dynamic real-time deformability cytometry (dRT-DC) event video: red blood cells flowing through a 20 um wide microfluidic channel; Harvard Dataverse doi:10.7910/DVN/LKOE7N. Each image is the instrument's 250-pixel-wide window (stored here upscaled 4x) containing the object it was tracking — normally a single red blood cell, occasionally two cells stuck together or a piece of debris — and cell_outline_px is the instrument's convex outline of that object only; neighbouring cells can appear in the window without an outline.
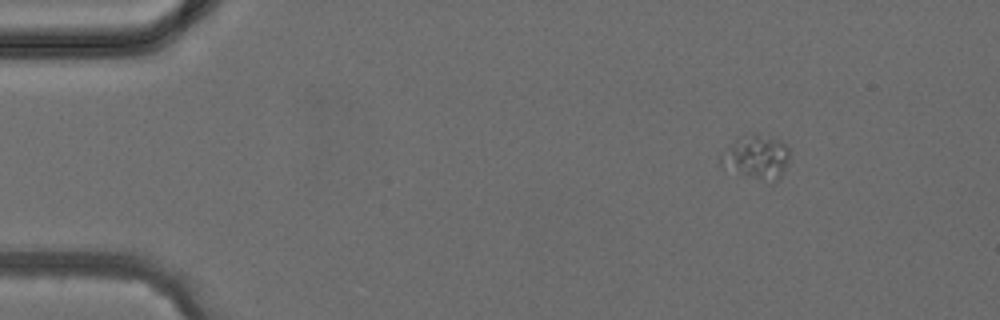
{"species": "common noctule bat (a hibernating species)", "species_latin": "Nyctalus noctula", "temperature_condition": "cold", "stored_images_in_passage": 3, "camera_frame_rate_fps": 3000, "um_per_image_px": 0.085, "animal": {"sex": "female", "body_mass_g": 24.6, "forearm_length_mm": 56.2}, "frame": {"image": 1, "passage_image": 1, "time_ms": 0.0, "image_size_px": [1000, 320], "cell_outline_px": [[788, 164], [780, 176], [772, 184], [740, 172], [720, 164], [720, 152], [736, 140], [752, 132], [760, 132], [772, 136], [788, 144]], "centroid_in_image_um": [64.35, 13.3], "position_along_channel_um": 20.6, "area_um2": 17.63}}